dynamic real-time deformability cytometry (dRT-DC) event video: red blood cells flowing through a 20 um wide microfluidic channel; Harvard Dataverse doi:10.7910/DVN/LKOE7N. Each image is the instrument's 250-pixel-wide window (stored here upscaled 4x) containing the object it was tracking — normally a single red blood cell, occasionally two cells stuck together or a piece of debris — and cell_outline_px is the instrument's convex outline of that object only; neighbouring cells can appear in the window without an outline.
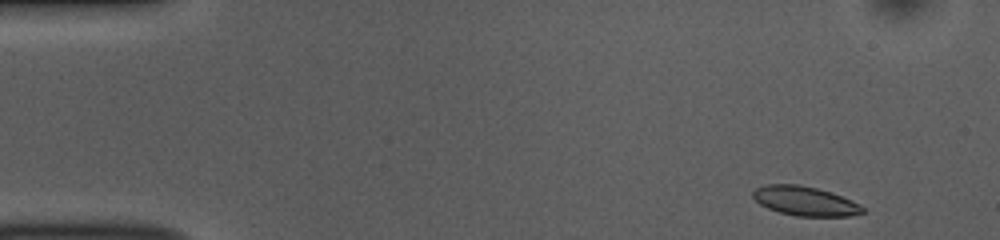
{"species": "common noctule bat (a hibernating species)", "species_latin": "Nyctalus noctula", "temperature_condition": "room temperature", "stored_images_in_passage": 49, "camera_frame_rate_fps": 3000, "um_per_image_px": 0.085, "animal": {"sex": "female", "body_mass_g": 10.0, "forearm_length_mm": 53.1}, "frame": {"image": 1, "passage_image": 1, "time_ms": 0.0, "image_size_px": [1000, 240], "cell_outline_px": [[864, 212], [848, 216], [796, 216], [780, 212], [768, 208], [760, 204], [752, 196], [752, 192], [756, 188], [764, 184], [800, 184], [832, 192], [852, 200], [860, 204], [864, 208]], "centroid_in_image_um": [68.42, 17.07], "position_along_channel_um": 16.6, "area_um2": 18.79}}
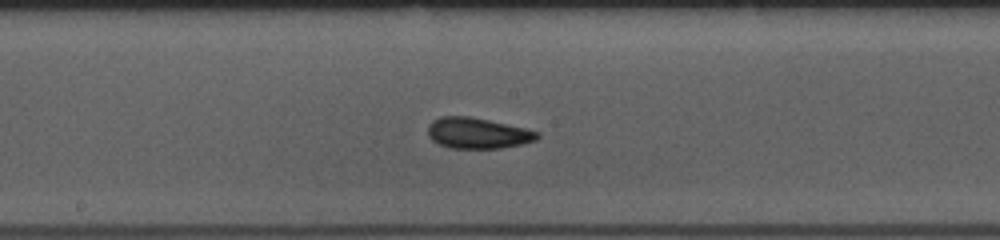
{"frame": {"image": 2, "passage_image": 24, "time_ms": 7.667, "image_size_px": [1000, 240], "cell_outline_px": [[540, 136], [536, 140], [520, 144], [500, 148], [448, 148], [432, 140], [428, 136], [428, 124], [432, 120], [440, 116], [468, 116], [488, 120], [524, 128], [540, 132]], "centroid_in_image_um": [40.57, 11.31], "position_along_channel_um": 207.6, "area_um2": 19.59}}
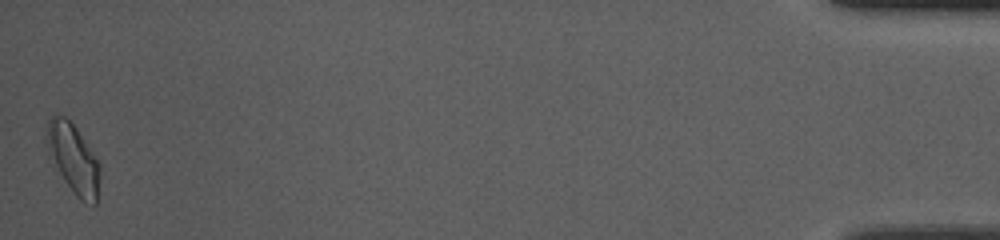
{"frame": {"image": 3, "passage_image": 49, "time_ms": 16.0, "image_size_px": [1000, 240], "cell_outline_px": [[100, 176], [96, 204], [84, 204], [76, 196], [48, 160], [44, 140], [44, 136], [48, 120], [56, 112], [64, 116], [76, 128], [100, 164]], "centroid_in_image_um": [6.16, 13.48], "position_along_channel_um": 429.0, "area_um2": 22.2}, "authors_computed_cell_mechanics": {"area_um2": 19.074, "velocity_mm_per_s": 3.7593, "shape_relaxation_time_tau1_ms": 2.6207, "shape_relaxation_time_tau2_ms": 1.1608, "deformation_change_tau1": 0.1089, "deformation_change_tau2": 0.0793}}